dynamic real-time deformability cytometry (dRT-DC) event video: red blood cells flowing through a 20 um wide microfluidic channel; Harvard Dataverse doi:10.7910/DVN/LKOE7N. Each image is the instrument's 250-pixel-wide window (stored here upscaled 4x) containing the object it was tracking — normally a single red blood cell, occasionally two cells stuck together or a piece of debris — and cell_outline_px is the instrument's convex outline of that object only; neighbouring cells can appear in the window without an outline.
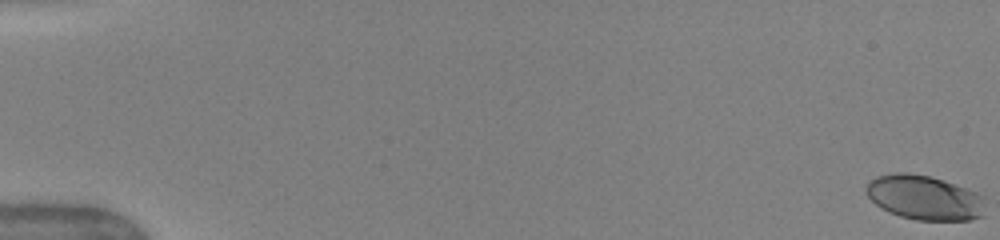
{"species": "human", "species_latin": "Homo sapiens", "temperature_condition": "warm", "stored_images_in_passage": 52, "camera_frame_rate_fps": 3000, "um_per_image_px": 0.085, "donor": {"sex": "female"}, "frame": {"image": 1, "passage_image": 1, "time_ms": 0.0, "image_size_px": [1000, 240], "cell_outline_px": [[984, 216], [968, 220], [916, 220], [900, 216], [888, 212], [880, 208], [864, 192], [864, 188], [868, 180], [876, 176], [896, 172], [908, 172], [928, 176], [944, 180], [968, 188], [984, 196]], "centroid_in_image_um": [78.55, 16.79], "position_along_channel_um": 6.4, "area_um2": 31.39}}
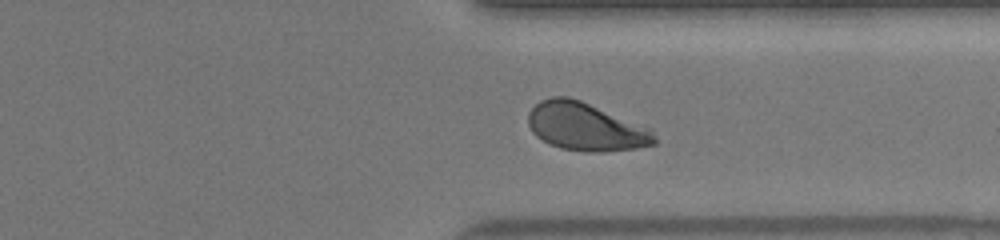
{"frame": {"image": 2, "passage_image": 41, "time_ms": 13.333, "image_size_px": [1000, 240], "cell_outline_px": [[656, 144], [636, 148], [600, 152], [584, 152], [560, 148], [536, 136], [532, 132], [528, 124], [528, 112], [540, 100], [552, 96], [568, 96], [580, 100], [652, 128], [656, 140]], "centroid_in_image_um": [49.79, 10.77], "position_along_channel_um": 361.6, "area_um2": 35.43}}
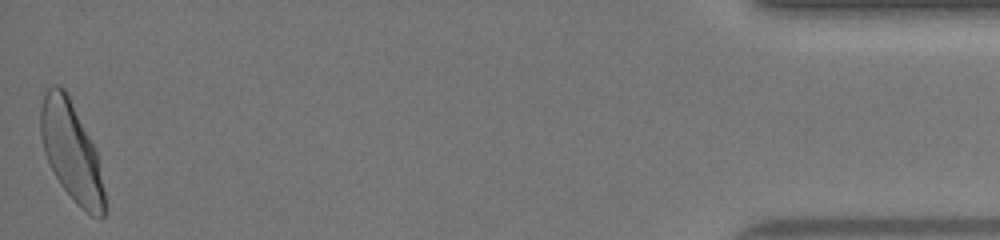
{"frame": {"image": 3, "passage_image": 52, "time_ms": 17.0, "image_size_px": [1000, 240], "cell_outline_px": [[108, 208], [104, 216], [100, 220], [92, 216], [80, 208], [60, 184], [44, 152], [40, 136], [40, 108], [44, 92], [52, 84], [56, 84], [64, 88], [96, 152]], "centroid_in_image_um": [6.07, 12.94], "position_along_channel_um": 429.1, "area_um2": 36.59}, "authors_computed_cell_mechanics": {"area_um2": 34.1887, "velocity_mm_per_s": 4.0367, "shape_relaxation_time_tau1_ms": 4.1633, "shape_relaxation_time_tau2_ms": 0.7816, "deformation_change_tau1": 0.192, "deformation_change_tau2": 0.0619}}